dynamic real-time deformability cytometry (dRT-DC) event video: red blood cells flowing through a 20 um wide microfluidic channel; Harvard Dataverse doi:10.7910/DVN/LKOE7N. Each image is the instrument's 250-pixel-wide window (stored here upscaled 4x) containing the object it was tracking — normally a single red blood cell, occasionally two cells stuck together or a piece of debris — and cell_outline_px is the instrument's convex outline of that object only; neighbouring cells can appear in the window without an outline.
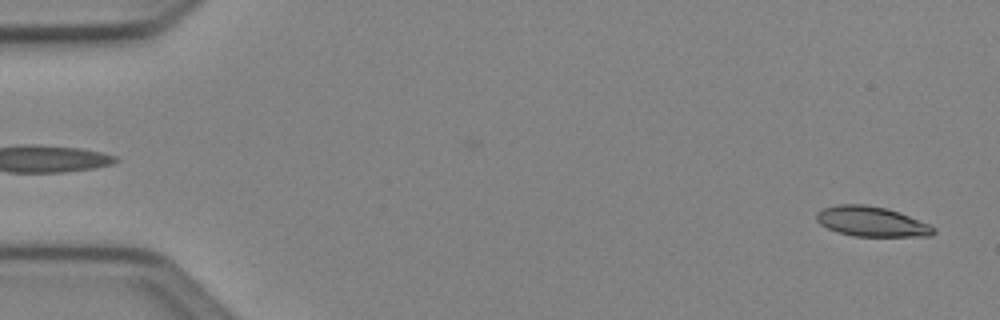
{"species": "Egyptian fruit bat (a non-hibernating species)", "species_latin": "Rousettus aegyptiacus", "temperature_condition": "cold", "stored_images_in_passage": 9, "camera_frame_rate_fps": 3000, "um_per_image_px": 0.085, "animal": {"sex": "female"}, "frame": {"image": 1, "passage_image": 1, "time_ms": 0.0, "image_size_px": [1000, 320], "cell_outline_px": [[936, 232], [932, 236], [852, 236], [828, 228], [820, 224], [816, 220], [816, 216], [824, 208], [840, 204], [864, 204], [884, 208], [900, 212], [928, 224], [936, 228]], "centroid_in_image_um": [74.12, 18.84], "position_along_channel_um": 10.9, "area_um2": 20.23}}